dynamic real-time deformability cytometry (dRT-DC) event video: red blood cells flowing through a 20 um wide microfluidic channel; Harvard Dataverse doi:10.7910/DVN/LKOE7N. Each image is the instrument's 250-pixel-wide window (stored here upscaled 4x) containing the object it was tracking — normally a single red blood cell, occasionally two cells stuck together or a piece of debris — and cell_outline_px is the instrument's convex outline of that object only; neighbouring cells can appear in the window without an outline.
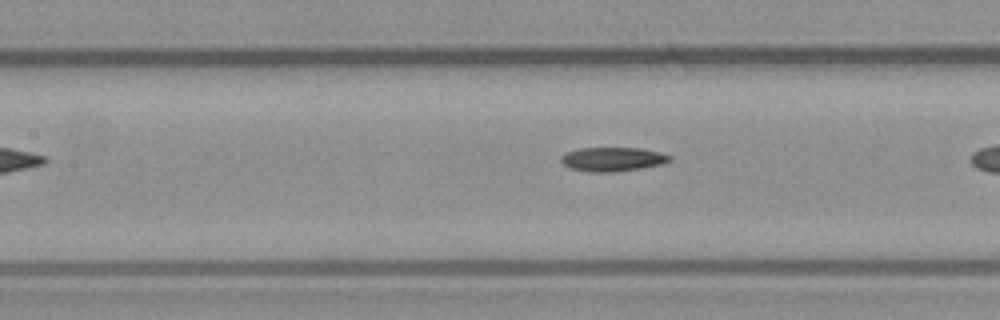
{"species": "common noctule bat (a hibernating species)", "species_latin": "Nyctalus noctula", "temperature_condition": "warm", "stored_images_in_passage": 10, "camera_frame_rate_fps": 3000, "um_per_image_px": 0.085, "animal": {"sex": "male", "body_mass_g": 23.1, "forearm_length_mm": 52.7}, "frame": {"image": 1, "passage_image": 5, "time_ms": 1.333, "image_size_px": [1000, 320], "cell_outline_px": [[672, 160], [660, 164], [640, 168], [616, 172], [588, 172], [568, 168], [560, 160], [560, 156], [564, 152], [580, 148], [640, 148], [660, 152], [672, 156]], "centroid_in_image_um": [52.03, 13.53], "position_along_channel_um": 155.4, "area_um2": 15.37}}